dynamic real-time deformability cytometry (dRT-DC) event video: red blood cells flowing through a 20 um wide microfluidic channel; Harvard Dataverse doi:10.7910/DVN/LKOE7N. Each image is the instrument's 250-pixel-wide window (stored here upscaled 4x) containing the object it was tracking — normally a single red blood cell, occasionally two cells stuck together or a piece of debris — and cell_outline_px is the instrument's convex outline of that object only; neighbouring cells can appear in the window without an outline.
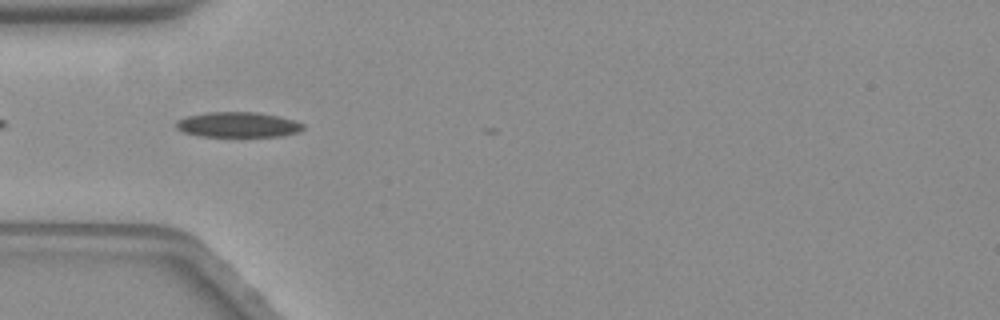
{"species": "common noctule bat (a hibernating species)", "species_latin": "Nyctalus noctula", "temperature_condition": "warm", "stored_images_in_passage": 5, "camera_frame_rate_fps": 3000, "um_per_image_px": 0.085, "animal": {"sex": "female", "body_mass_g": 19.3, "forearm_length_mm": 54.1}, "frame": {"image": 1, "passage_image": 3, "time_ms": 0.667, "image_size_px": [1000, 320], "cell_outline_px": [[304, 128], [300, 132], [280, 136], [200, 136], [184, 132], [176, 128], [176, 120], [188, 116], [204, 112], [256, 112], [276, 116], [292, 120], [304, 124]], "centroid_in_image_um": [20.21, 10.6], "position_along_channel_um": 64.8, "area_um2": 18.55}}